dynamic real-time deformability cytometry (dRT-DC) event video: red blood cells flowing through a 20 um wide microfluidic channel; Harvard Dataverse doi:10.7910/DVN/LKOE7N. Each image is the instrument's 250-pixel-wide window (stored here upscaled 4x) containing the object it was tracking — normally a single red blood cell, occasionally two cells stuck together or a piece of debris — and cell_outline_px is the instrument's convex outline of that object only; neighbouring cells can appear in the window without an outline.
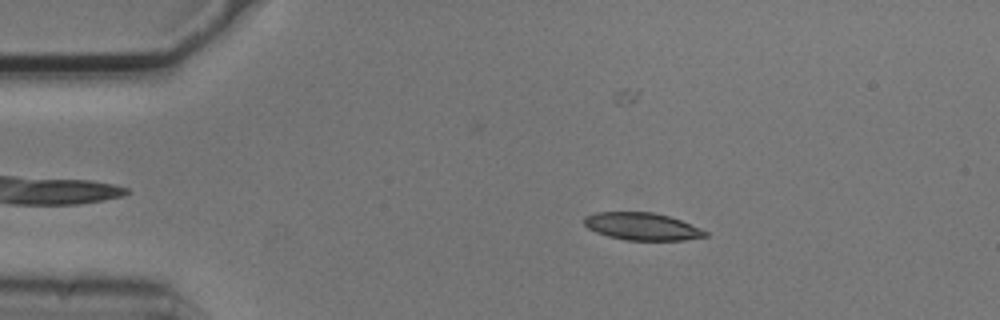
{"species": "common noctule bat (a hibernating species)", "species_latin": "Nyctalus noctula", "temperature_condition": "cold", "stored_images_in_passage": 4, "camera_frame_rate_fps": 3000, "um_per_image_px": 0.085, "animal": {"sex": "male", "body_mass_g": 20.5, "forearm_length_mm": 52.5}, "frame": {"image": 1, "passage_image": 2, "time_ms": 0.333, "image_size_px": [1000, 320], "cell_outline_px": [[708, 236], [684, 240], [624, 240], [608, 236], [596, 232], [588, 228], [584, 224], [584, 216], [596, 212], [652, 212], [668, 216], [680, 220], [700, 228], [708, 232]], "centroid_in_image_um": [54.56, 19.25], "position_along_channel_um": 30.4, "area_um2": 19.31}}
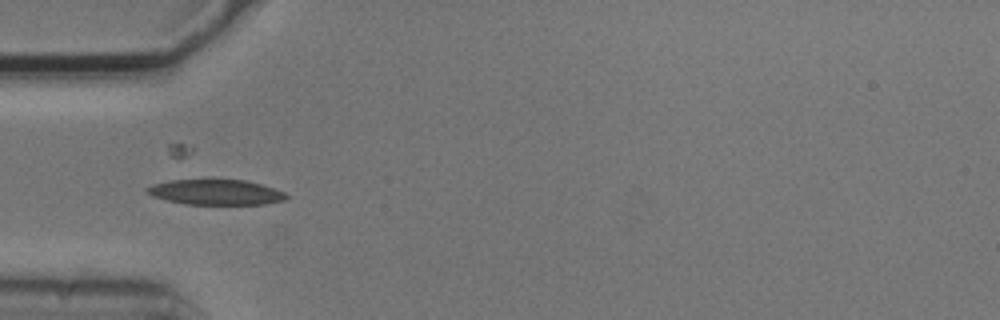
{"frame": {"image": 2, "passage_image": 4, "time_ms": 1.0, "image_size_px": [1000, 320], "cell_outline_px": [[288, 200], [264, 204], [184, 204], [152, 196], [144, 188], [152, 184], [172, 180], [244, 180], [260, 184], [284, 192], [288, 196]], "centroid_in_image_um": [18.35, 16.34], "position_along_channel_um": 66.7, "area_um2": 20.35}}